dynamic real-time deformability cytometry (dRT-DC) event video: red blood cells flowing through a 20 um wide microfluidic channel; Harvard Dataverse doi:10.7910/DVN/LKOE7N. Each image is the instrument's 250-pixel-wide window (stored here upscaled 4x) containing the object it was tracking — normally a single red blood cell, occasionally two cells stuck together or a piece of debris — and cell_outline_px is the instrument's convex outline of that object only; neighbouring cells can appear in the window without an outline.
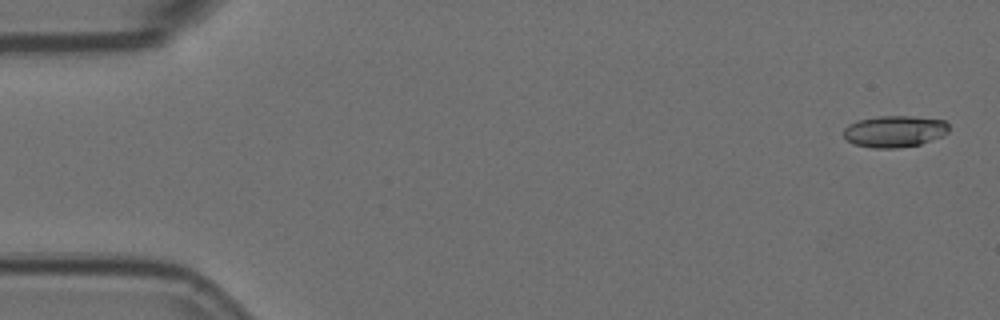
{"species": "Egyptian fruit bat (a non-hibernating species)", "species_latin": "Rousettus aegyptiacus", "temperature_condition": "room temperature", "stored_images_in_passage": 4, "camera_frame_rate_fps": 3000, "um_per_image_px": 0.085, "animal": {"sex": "female"}, "frame": {"image": 1, "passage_image": 1, "time_ms": 0.0, "image_size_px": [1000, 320], "cell_outline_px": [[948, 132], [944, 136], [920, 144], [896, 148], [872, 148], [856, 144], [848, 140], [844, 136], [844, 128], [848, 124], [856, 120], [880, 116], [912, 116], [944, 120], [948, 124]], "centroid_in_image_um": [76.05, 11.16], "position_along_channel_um": 9.0, "area_um2": 19.42}}
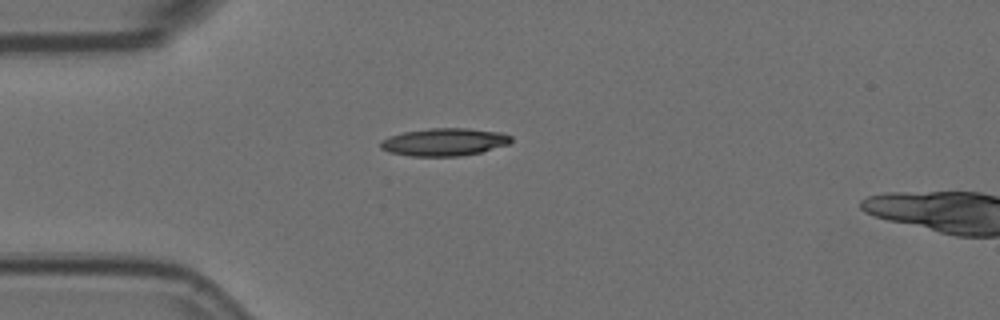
{"frame": {"image": 2, "passage_image": 4, "time_ms": 1.0, "image_size_px": [1000, 320], "cell_outline_px": [[512, 140], [508, 144], [480, 152], [460, 156], [412, 156], [388, 152], [380, 148], [380, 140], [388, 136], [404, 132], [428, 128], [468, 128], [500, 132], [512, 136]], "centroid_in_image_um": [37.73, 12.06], "position_along_channel_um": 47.3, "area_um2": 21.1}}